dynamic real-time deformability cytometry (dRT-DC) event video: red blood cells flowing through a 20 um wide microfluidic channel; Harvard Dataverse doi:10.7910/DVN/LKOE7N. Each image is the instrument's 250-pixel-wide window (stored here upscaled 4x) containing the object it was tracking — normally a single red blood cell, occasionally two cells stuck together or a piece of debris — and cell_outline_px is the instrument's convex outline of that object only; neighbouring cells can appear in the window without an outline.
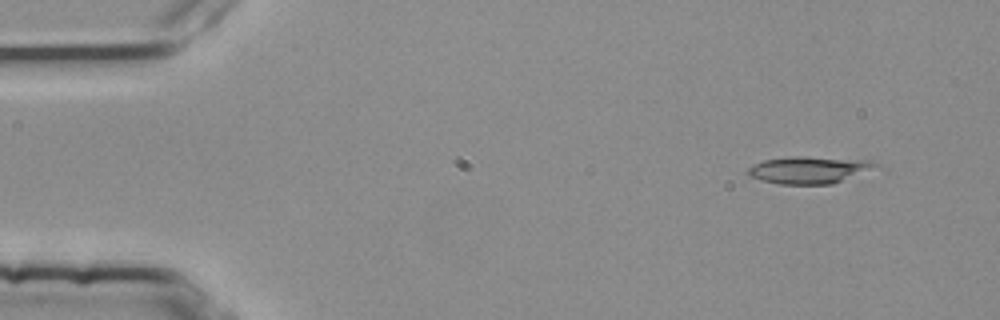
{"species": "common noctule bat (a hibernating species)", "species_latin": "Nyctalus noctula", "temperature_condition": "room temperature", "stored_images_in_passage": 3, "camera_frame_rate_fps": 3000, "um_per_image_px": 0.085, "animal": {"sex": "female", "body_mass_g": 25.1}, "frame": {"image": 1, "passage_image": 1, "time_ms": 0.0, "image_size_px": [1000, 320], "cell_outline_px": [[884, 168], [832, 184], [780, 184], [748, 176], [748, 168], [764, 160], [788, 156], [804, 156], [876, 160]], "centroid_in_image_um": [68.97, 14.43], "position_along_channel_um": 16.0, "area_um2": 20.81}}